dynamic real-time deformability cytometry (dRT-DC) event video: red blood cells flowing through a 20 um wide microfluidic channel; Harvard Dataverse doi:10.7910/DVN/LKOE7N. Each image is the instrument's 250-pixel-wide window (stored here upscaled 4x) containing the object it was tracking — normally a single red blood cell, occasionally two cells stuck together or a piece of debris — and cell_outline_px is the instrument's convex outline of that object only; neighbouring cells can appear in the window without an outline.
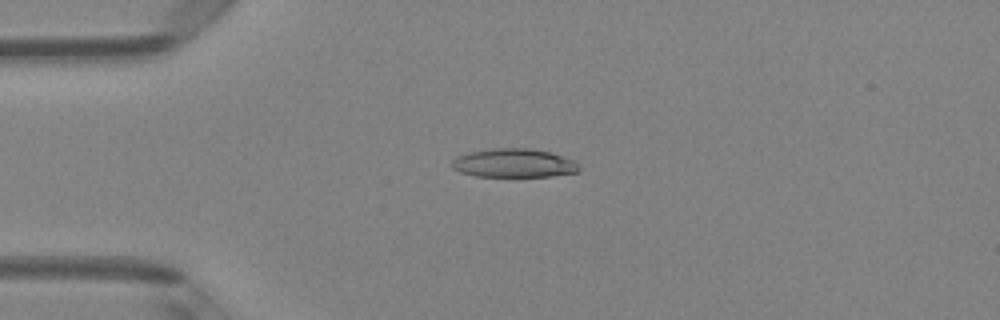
{"species": "Egyptian fruit bat (a non-hibernating species)", "species_latin": "Rousettus aegyptiacus", "temperature_condition": "room temperature", "stored_images_in_passage": 4, "camera_frame_rate_fps": 3000, "um_per_image_px": 0.085, "animal": {"sex": "female"}, "frame": {"image": 1, "passage_image": 3, "time_ms": 2.333, "image_size_px": [1000, 320], "cell_outline_px": [[580, 172], [552, 176], [476, 176], [460, 172], [452, 168], [452, 160], [456, 156], [468, 152], [492, 148], [528, 148], [552, 152], [572, 160], [580, 168]], "centroid_in_image_um": [43.66, 13.86], "position_along_channel_um": 41.3, "area_um2": 21.33}}